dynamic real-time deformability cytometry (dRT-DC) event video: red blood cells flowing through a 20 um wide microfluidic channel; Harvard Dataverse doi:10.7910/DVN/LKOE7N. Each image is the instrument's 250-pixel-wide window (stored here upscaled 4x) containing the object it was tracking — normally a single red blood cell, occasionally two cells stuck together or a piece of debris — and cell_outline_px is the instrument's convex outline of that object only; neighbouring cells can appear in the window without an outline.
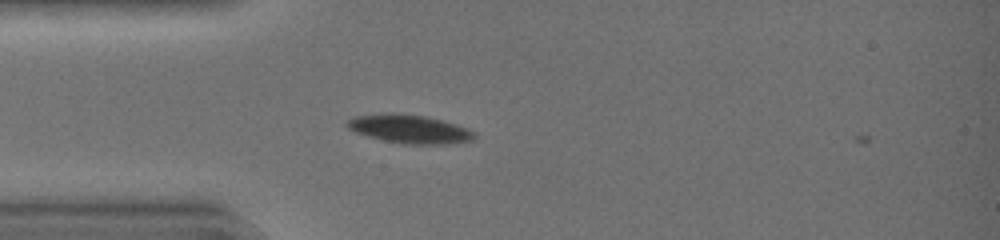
{"species": "common noctule bat (a hibernating species)", "species_latin": "Nyctalus noctula", "temperature_condition": "warm", "stored_images_in_passage": 3, "camera_frame_rate_fps": 3000, "um_per_image_px": 0.085, "animal": {"sex": "female", "body_mass_g": 19.0, "forearm_length_mm": 51.5}, "frame": {"image": 1, "passage_image": 1, "time_ms": 0.0, "image_size_px": [1000, 240], "cell_outline_px": [[476, 136], [472, 140], [448, 144], [404, 144], [384, 140], [368, 136], [356, 132], [348, 128], [344, 124], [348, 120], [356, 116], [384, 112], [392, 112], [424, 116], [444, 120], [468, 128], [476, 132]], "centroid_in_image_um": [34.82, 10.95], "position_along_channel_um": 50.2, "area_um2": 21.33}}